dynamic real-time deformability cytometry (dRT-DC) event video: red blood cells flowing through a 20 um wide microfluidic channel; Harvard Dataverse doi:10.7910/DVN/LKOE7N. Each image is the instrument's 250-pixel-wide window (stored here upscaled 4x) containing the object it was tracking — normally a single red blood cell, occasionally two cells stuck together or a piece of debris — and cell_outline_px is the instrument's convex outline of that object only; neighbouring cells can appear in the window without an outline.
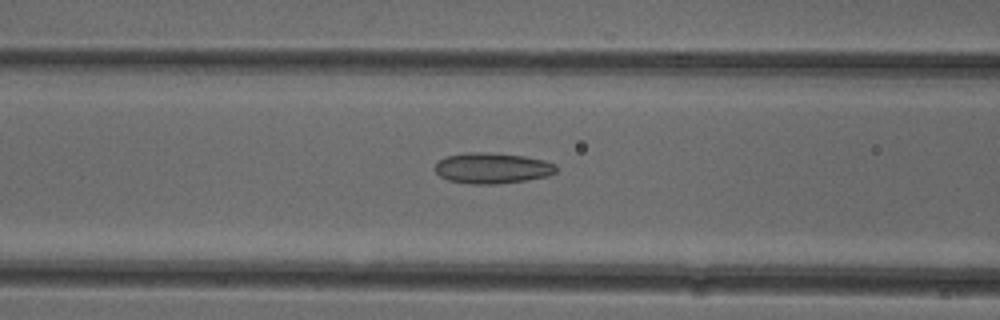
{"species": "common noctule bat (a hibernating species)", "species_latin": "Nyctalus noctula", "temperature_condition": "cold", "stored_images_in_passage": 51, "camera_frame_rate_fps": 3000, "um_per_image_px": 0.085, "animal": {"sex": "female"}, "frame": {"image": 1, "passage_image": 21, "time_ms": 6.667, "image_size_px": [1000, 320], "cell_outline_px": [[556, 172], [548, 176], [524, 180], [496, 184], [472, 184], [448, 180], [440, 176], [432, 168], [444, 156], [468, 152], [484, 152], [524, 156], [544, 160], [556, 164]], "centroid_in_image_um": [41.81, 14.28], "position_along_channel_um": 124.8, "area_um2": 21.73}}
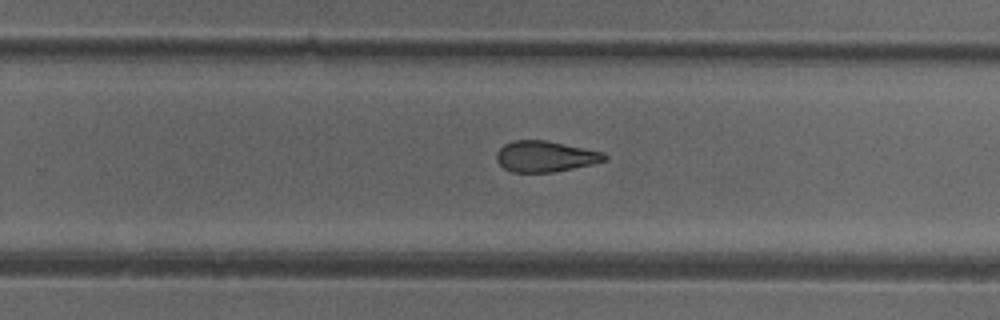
{"frame": {"image": 2, "passage_image": 33, "time_ms": 10.667, "image_size_px": [1000, 320], "cell_outline_px": [[608, 160], [592, 164], [552, 172], [512, 172], [504, 168], [496, 160], [496, 152], [504, 144], [512, 140], [544, 140], [604, 152], [608, 156]], "centroid_in_image_um": [46.34, 13.29], "position_along_channel_um": 283.5, "area_um2": 19.42}}
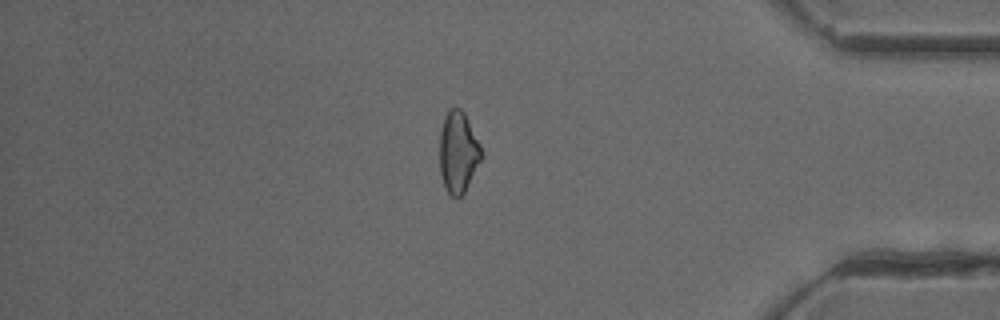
{"frame": {"image": 3, "passage_image": 44, "time_ms": 14.333, "image_size_px": [1000, 320], "cell_outline_px": [[484, 156], [464, 192], [460, 196], [452, 196], [444, 188], [440, 172], [440, 132], [444, 116], [452, 108], [460, 108], [464, 112], [480, 144]], "centroid_in_image_um": [38.95, 12.94], "position_along_channel_um": 396.2, "area_um2": 19.77}, "authors_computed_cell_mechanics": {"area_um2": 20.8658, "velocity_mm_per_s": 3.9653, "shape_relaxation_time_tau1_ms": null, "shape_relaxation_time_tau2_ms": 3.768, "deformation_change_tau1": null, "deformation_change_tau2": 0.1083}}